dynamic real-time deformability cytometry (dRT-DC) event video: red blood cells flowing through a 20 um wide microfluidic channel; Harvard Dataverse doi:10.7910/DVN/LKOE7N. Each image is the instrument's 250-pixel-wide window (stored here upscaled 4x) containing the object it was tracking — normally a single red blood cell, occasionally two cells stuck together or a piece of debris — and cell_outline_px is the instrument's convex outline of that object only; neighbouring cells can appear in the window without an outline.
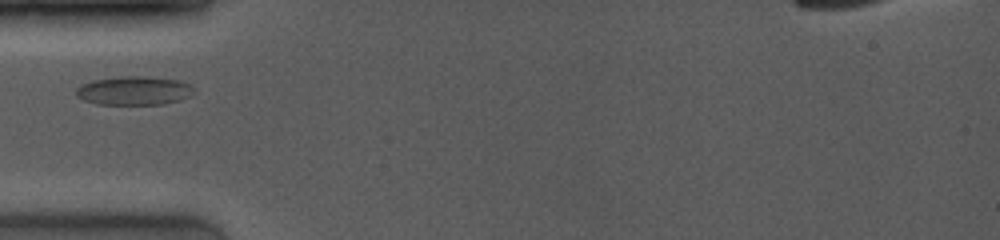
{"species": "common noctule bat (a hibernating species)", "species_latin": "Nyctalus noctula", "temperature_condition": "room temperature", "stored_images_in_passage": 2, "camera_frame_rate_fps": 4000, "um_per_image_px": 0.085, "animal": {"sex": "female", "body_mass_g": 19.0, "forearm_length_mm": 53.3}, "frame": {"image": 1, "passage_image": 1, "time_ms": 0.0, "image_size_px": [1000, 240], "cell_outline_px": [[196, 92], [192, 96], [180, 100], [164, 104], [96, 104], [84, 100], [76, 96], [76, 88], [92, 80], [120, 76], [148, 76], [176, 80], [188, 84], [196, 88]], "centroid_in_image_um": [11.43, 7.71], "position_along_channel_um": 73.6, "area_um2": 19.88}}